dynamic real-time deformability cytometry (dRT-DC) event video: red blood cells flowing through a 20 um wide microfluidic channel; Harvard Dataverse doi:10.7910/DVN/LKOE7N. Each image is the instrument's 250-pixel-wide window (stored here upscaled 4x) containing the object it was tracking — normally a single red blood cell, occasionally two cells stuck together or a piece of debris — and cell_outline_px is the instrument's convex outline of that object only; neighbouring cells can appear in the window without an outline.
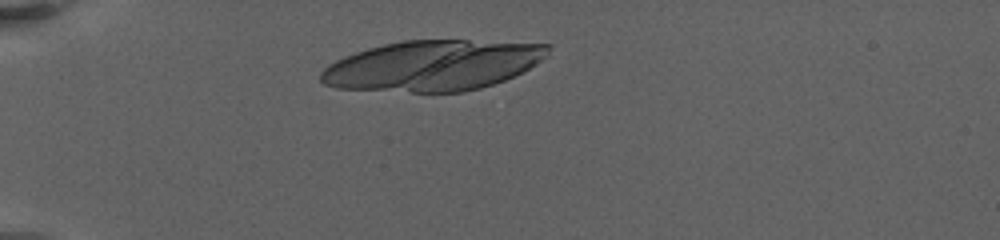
{"species": "human", "species_latin": "Homo sapiens", "temperature_condition": "warm", "stored_images_in_passage": 9, "camera_frame_rate_fps": 3000, "um_per_image_px": 0.085, "donor": {"sex": "female"}, "frame": {"image": 1, "passage_image": 4, "time_ms": 1.667, "image_size_px": [1000, 240], "cell_outline_px": [[552, 44], [548, 52], [536, 64], [504, 80], [480, 88], [464, 92], [412, 92], [336, 88], [324, 84], [320, 80], [320, 72], [328, 64], [344, 56], [368, 48], [400, 40], [468, 40]], "centroid_in_image_um": [36.75, 5.57], "position_along_channel_um": 48.3, "area_um2": 66.64}}